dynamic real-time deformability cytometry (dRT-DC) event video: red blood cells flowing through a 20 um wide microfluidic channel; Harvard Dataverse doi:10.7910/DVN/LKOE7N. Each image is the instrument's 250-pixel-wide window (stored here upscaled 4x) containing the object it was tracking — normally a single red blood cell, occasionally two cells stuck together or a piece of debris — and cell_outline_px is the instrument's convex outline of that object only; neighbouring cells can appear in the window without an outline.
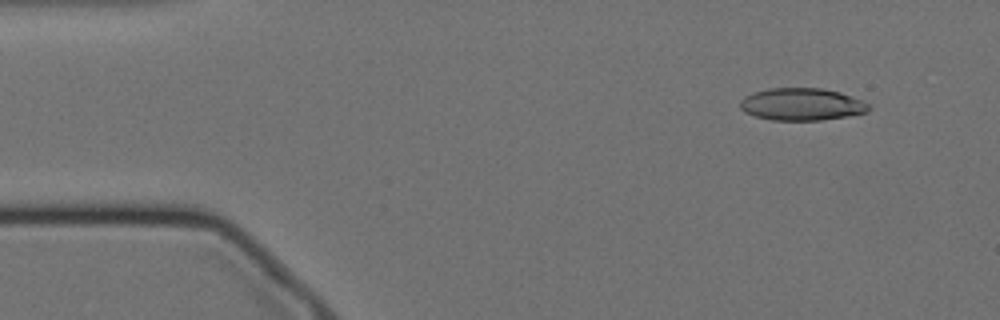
{"species": "Egyptian fruit bat (a non-hibernating species)", "species_latin": "Rousettus aegyptiacus", "temperature_condition": "cold", "stored_images_in_passage": 30, "camera_frame_rate_fps": 3000, "um_per_image_px": 0.085, "animal": {"sex": "female"}, "frame": {"image": 1, "passage_image": 5, "time_ms": 1.333, "image_size_px": [1000, 320], "cell_outline_px": [[872, 108], [868, 112], [848, 116], [820, 120], [772, 120], [756, 116], [744, 112], [740, 108], [740, 100], [744, 96], [752, 92], [768, 88], [820, 88], [840, 92], [852, 96], [872, 104]], "centroid_in_image_um": [68.17, 8.86], "position_along_channel_um": 16.8, "area_um2": 24.51}}
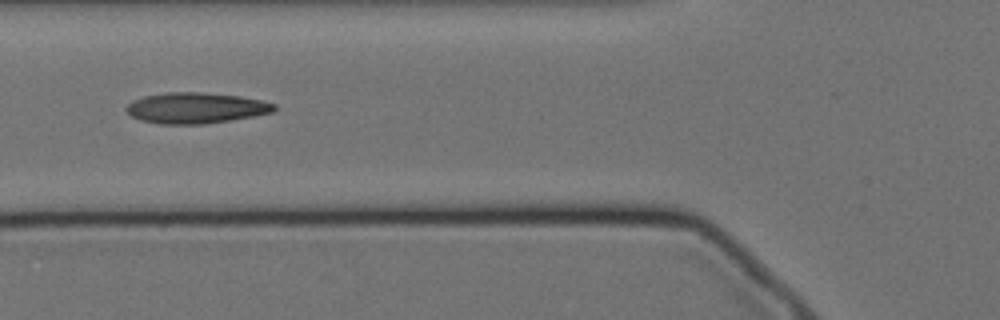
{"frame": {"image": 2, "passage_image": 20, "time_ms": 6.333, "image_size_px": [1000, 320], "cell_outline_px": [[276, 108], [272, 112], [252, 116], [204, 124], [160, 124], [140, 120], [132, 116], [124, 108], [132, 100], [144, 96], [168, 92], [200, 92], [240, 96], [260, 100], [276, 104]], "centroid_in_image_um": [16.61, 9.17], "position_along_channel_um": 109.2, "area_um2": 26.41}}
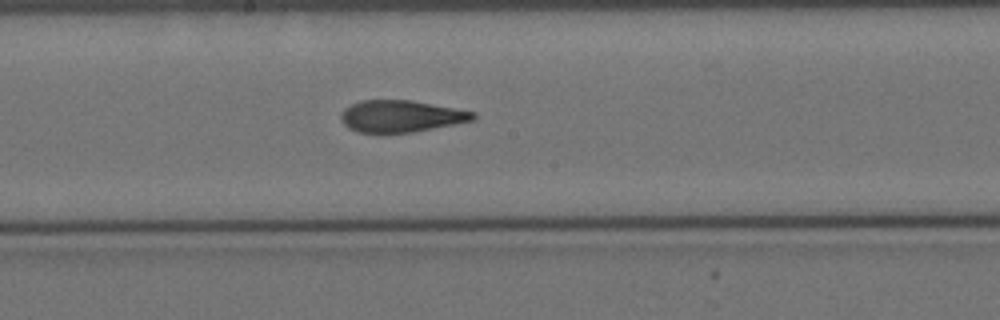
{"frame": {"image": 3, "passage_image": 29, "time_ms": 9.333, "image_size_px": [1000, 320], "cell_outline_px": [[476, 116], [472, 120], [412, 132], [360, 132], [348, 128], [340, 120], [340, 116], [344, 108], [360, 100], [408, 100], [476, 112]], "centroid_in_image_um": [34.03, 9.87], "position_along_channel_um": 214.2, "area_um2": 24.04}}